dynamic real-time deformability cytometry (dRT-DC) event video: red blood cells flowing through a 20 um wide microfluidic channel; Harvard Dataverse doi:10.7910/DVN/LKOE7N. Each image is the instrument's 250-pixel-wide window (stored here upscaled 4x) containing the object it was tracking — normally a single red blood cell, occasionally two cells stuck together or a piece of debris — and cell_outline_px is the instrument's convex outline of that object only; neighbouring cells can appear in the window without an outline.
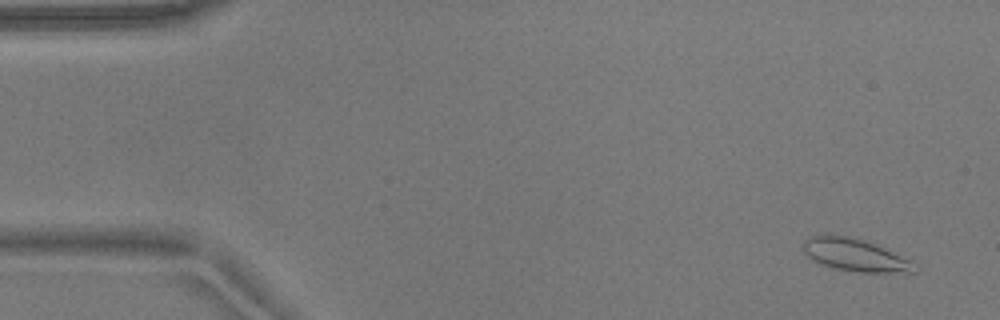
{"species": "common noctule bat (a hibernating species)", "species_latin": "Nyctalus noctula", "temperature_condition": "warm", "stored_images_in_passage": 54, "camera_frame_rate_fps": 3000, "um_per_image_px": 0.085, "animal": {"sex": "male", "body_mass_g": 17.9}, "frame": {"image": 1, "passage_image": 3, "time_ms": 0.667, "image_size_px": [1000, 320], "cell_outline_px": [[920, 264], [916, 272], [856, 272], [832, 268], [820, 264], [812, 260], [804, 252], [804, 240], [808, 236], [848, 236], [864, 240], [884, 248]], "centroid_in_image_um": [72.72, 21.7], "position_along_channel_um": 12.3, "area_um2": 21.04}}
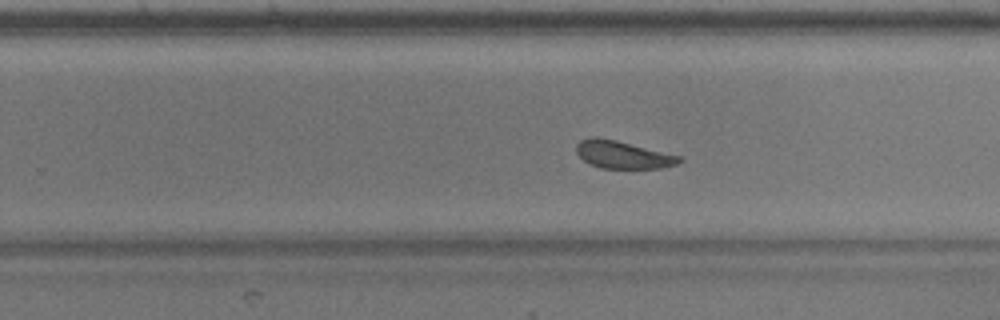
{"frame": {"image": 2, "passage_image": 34, "time_ms": 11.0, "image_size_px": [1000, 320], "cell_outline_px": [[684, 160], [676, 164], [660, 168], [600, 168], [584, 160], [576, 152], [576, 144], [580, 140], [592, 136], [596, 136], [616, 140], [680, 156]], "centroid_in_image_um": [52.92, 13.14], "position_along_channel_um": 276.9, "area_um2": 16.42}}
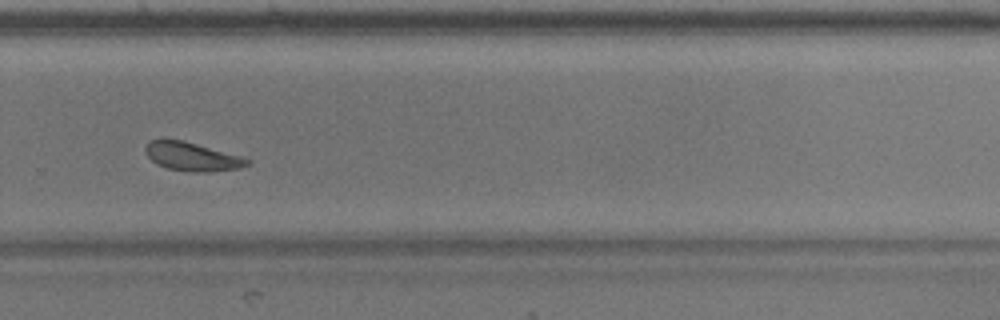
{"frame": {"image": 3, "passage_image": 37, "time_ms": 12.0, "image_size_px": [1000, 320], "cell_outline_px": [[252, 160], [248, 164], [240, 168], [212, 172], [188, 172], [168, 168], [156, 164], [148, 156], [144, 148], [152, 140], [184, 140], [240, 156]], "centroid_in_image_um": [16.35, 13.33], "position_along_channel_um": 313.5, "area_um2": 16.82}, "authors_computed_cell_mechanics": {"area_um2": 18.0336, "velocity_mm_per_s": 3.67, "shape_relaxation_time_tau1_ms": 3.2412, "shape_relaxation_time_tau2_ms": 1.8032, "deformation_change_tau1": 0.0858, "deformation_change_tau2": 0.0747}}